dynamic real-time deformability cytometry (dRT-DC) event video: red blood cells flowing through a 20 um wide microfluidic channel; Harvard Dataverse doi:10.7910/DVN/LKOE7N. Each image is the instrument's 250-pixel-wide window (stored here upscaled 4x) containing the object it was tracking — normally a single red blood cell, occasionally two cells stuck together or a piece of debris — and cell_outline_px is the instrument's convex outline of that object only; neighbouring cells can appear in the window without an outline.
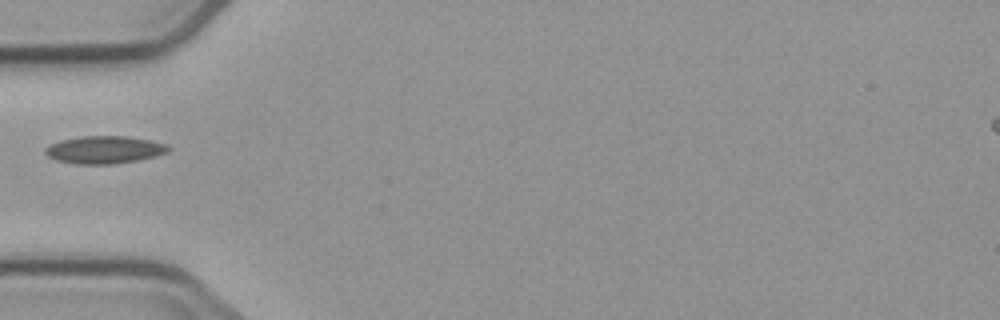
{"species": "common noctule bat (a hibernating species)", "species_latin": "Nyctalus noctula", "temperature_condition": "cold", "stored_images_in_passage": 2, "camera_frame_rate_fps": 3000, "um_per_image_px": 0.085, "animal": {"sex": "male", "body_mass_g": 23.1, "forearm_length_mm": 52.7}, "frame": {"image": 1, "passage_image": 1, "time_ms": 0.0, "image_size_px": [1000, 320], "cell_outline_px": [[172, 148], [168, 152], [136, 160], [108, 164], [76, 164], [56, 160], [48, 156], [44, 152], [44, 148], [60, 140], [80, 136], [128, 136], [168, 144]], "centroid_in_image_um": [8.85, 12.72], "position_along_channel_um": 76.1, "area_um2": 19.65}}
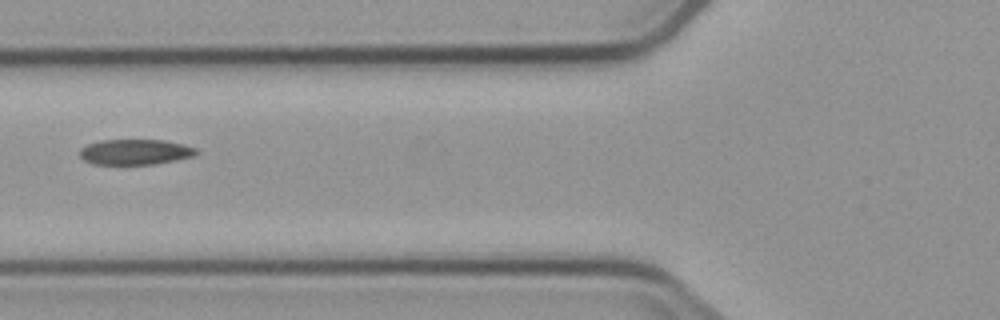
{"frame": {"image": 2, "passage_image": 2, "time_ms": 1.0, "image_size_px": [1000, 320], "cell_outline_px": [[200, 152], [192, 156], [176, 160], [152, 164], [92, 164], [84, 160], [80, 156], [80, 148], [88, 144], [100, 140], [164, 140], [184, 144], [196, 148]], "centroid_in_image_um": [11.49, 12.91], "position_along_channel_um": 114.3, "area_um2": 17.28}}